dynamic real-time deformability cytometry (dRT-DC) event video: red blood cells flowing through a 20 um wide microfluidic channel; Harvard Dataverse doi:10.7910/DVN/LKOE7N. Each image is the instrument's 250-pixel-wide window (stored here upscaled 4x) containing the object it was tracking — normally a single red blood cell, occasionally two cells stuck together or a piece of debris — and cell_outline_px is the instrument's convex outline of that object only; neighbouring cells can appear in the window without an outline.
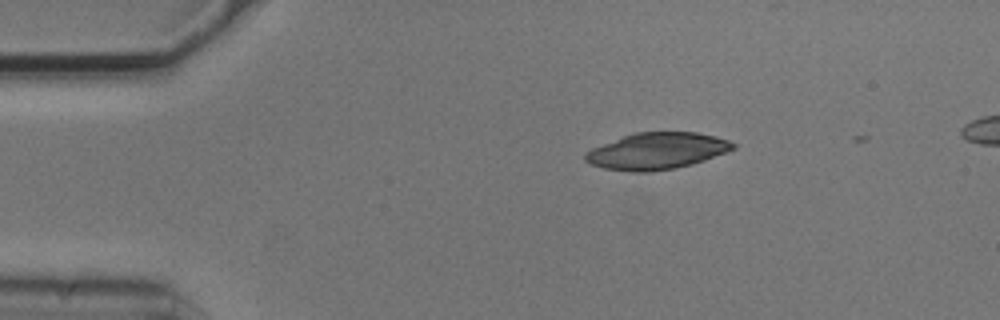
{"species": "common noctule bat (a hibernating species)", "species_latin": "Nyctalus noctula", "temperature_condition": "cold", "stored_images_in_passage": 3, "segment_of_instrument_passage": [1, 2], "camera_frame_rate_fps": 3000, "um_per_image_px": 0.085, "animal": {"sex": "male", "body_mass_g": 20.5, "forearm_length_mm": 52.5}, "frame": {"image": 1, "passage_image": 1, "time_ms": 0.0, "image_size_px": [1000, 320], "cell_outline_px": [[736, 148], [728, 152], [692, 164], [672, 168], [648, 172], [632, 172], [604, 168], [592, 164], [584, 160], [584, 156], [592, 148], [624, 136], [636, 132], [696, 132], [716, 136], [728, 140], [736, 144]], "centroid_in_image_um": [55.87, 12.83], "position_along_channel_um": 29.1, "area_um2": 31.27}}